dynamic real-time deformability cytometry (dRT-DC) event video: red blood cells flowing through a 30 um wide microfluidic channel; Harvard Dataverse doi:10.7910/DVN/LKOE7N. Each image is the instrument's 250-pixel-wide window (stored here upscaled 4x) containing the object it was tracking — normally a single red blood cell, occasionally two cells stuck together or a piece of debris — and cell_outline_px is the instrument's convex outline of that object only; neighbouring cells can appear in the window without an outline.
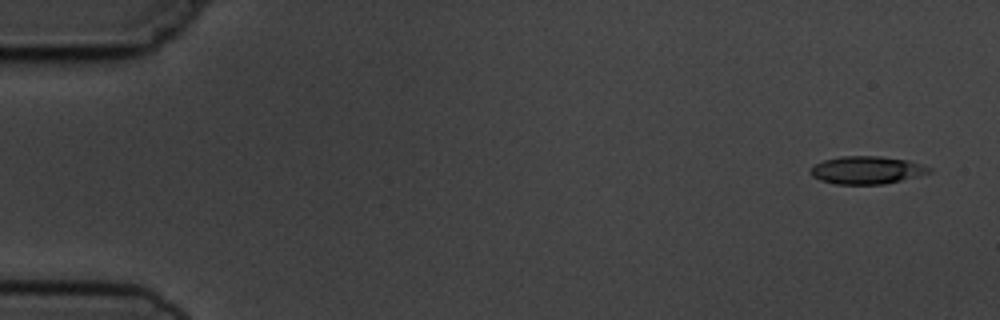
{"species": "common noctule bat (a hibernating species)", "species_latin": "Nyctalus noctula", "temperature_condition": "cold", "stored_images_in_passage": 6, "camera_frame_rate_fps": 3000, "um_per_image_px": 0.085, "animal": {"sex": "male", "body_mass_g": 19.5, "forearm_length_mm": 54.6}, "frame": {"image": 1, "passage_image": 1, "time_ms": 0.0, "image_size_px": [1000, 320], "cell_outline_px": [[932, 172], [884, 184], [836, 184], [820, 180], [812, 176], [808, 172], [816, 164], [824, 160], [840, 156], [880, 156], [908, 160], [932, 168]], "centroid_in_image_um": [73.66, 14.45], "position_along_channel_um": 11.3, "area_um2": 19.07}}
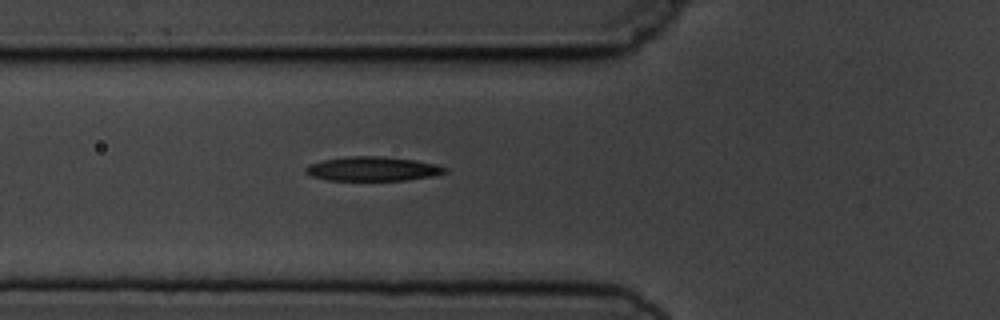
{"frame": {"image": 2, "passage_image": 6, "time_ms": 5.667, "image_size_px": [1000, 320], "cell_outline_px": [[448, 172], [432, 176], [408, 180], [328, 180], [312, 176], [304, 172], [304, 168], [308, 164], [324, 160], [344, 156], [384, 156], [412, 160], [436, 164], [448, 168]], "centroid_in_image_um": [31.67, 14.35], "position_along_channel_um": 94.1, "area_um2": 19.77}}